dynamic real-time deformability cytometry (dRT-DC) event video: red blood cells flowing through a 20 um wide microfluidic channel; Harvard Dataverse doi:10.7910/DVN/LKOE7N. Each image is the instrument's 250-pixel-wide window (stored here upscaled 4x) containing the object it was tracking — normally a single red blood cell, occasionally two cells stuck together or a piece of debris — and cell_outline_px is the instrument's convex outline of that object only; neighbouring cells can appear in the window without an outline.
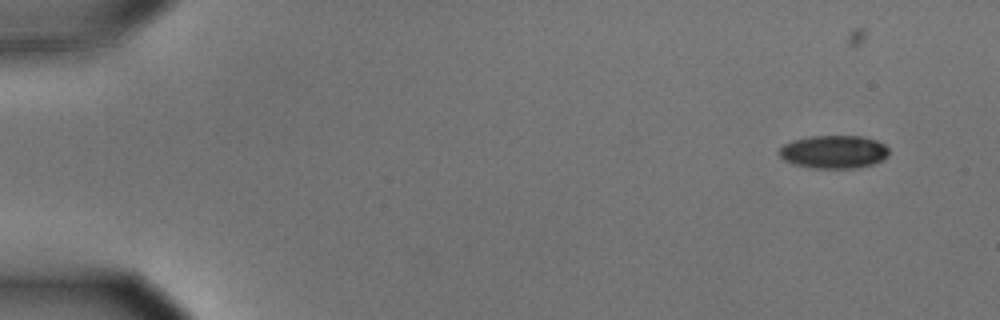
{"species": "common noctule bat (a hibernating species)", "species_latin": "Nyctalus noctula", "temperature_condition": "cold", "stored_images_in_passage": 26, "camera_frame_rate_fps": 3000, "um_per_image_px": 0.085, "animal": {"sex": "male", "body_mass_g": 15.6}, "frame": {"image": 1, "passage_image": 1, "time_ms": 0.0, "image_size_px": [1000, 320], "cell_outline_px": [[888, 156], [872, 164], [856, 168], [812, 168], [792, 164], [784, 160], [780, 156], [780, 148], [784, 144], [792, 140], [808, 136], [860, 136], [876, 140], [884, 144], [888, 148]], "centroid_in_image_um": [70.85, 12.9], "position_along_channel_um": 14.1, "area_um2": 21.15}}
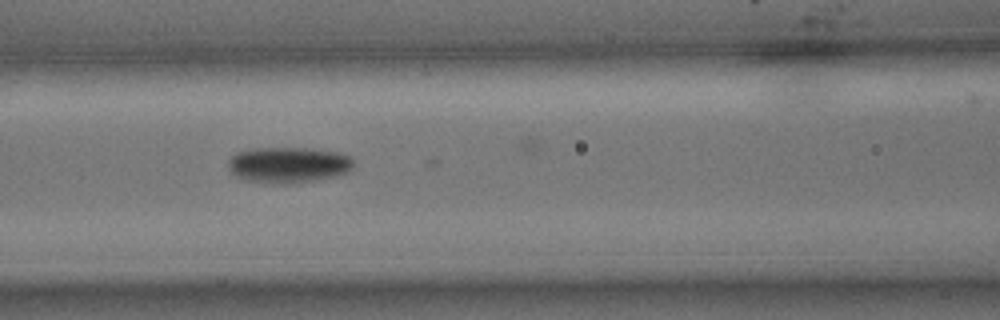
{"frame": {"image": 2, "passage_image": 22, "time_ms": 7.0, "image_size_px": [1000, 320], "cell_outline_px": [[352, 168], [348, 172], [316, 180], [284, 184], [280, 184], [248, 180], [236, 176], [228, 168], [228, 160], [236, 152], [256, 148], [312, 148], [336, 152], [352, 156]], "centroid_in_image_um": [24.51, 14.0], "position_along_channel_um": 142.1, "area_um2": 26.07}}
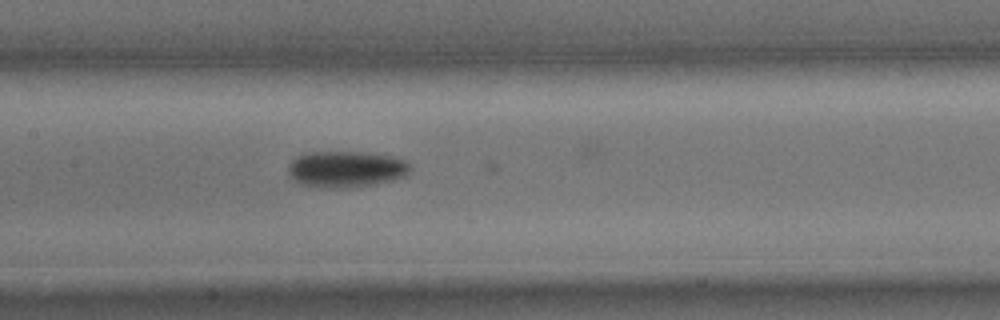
{"frame": {"image": 3, "passage_image": 25, "time_ms": 8.0, "image_size_px": [1000, 320], "cell_outline_px": [[412, 168], [404, 176], [392, 180], [376, 184], [348, 188], [324, 188], [300, 184], [288, 172], [288, 164], [296, 156], [304, 152], [368, 152], [392, 156], [408, 160]], "centroid_in_image_um": [29.43, 14.37], "position_along_channel_um": 178.0, "area_um2": 26.18}}